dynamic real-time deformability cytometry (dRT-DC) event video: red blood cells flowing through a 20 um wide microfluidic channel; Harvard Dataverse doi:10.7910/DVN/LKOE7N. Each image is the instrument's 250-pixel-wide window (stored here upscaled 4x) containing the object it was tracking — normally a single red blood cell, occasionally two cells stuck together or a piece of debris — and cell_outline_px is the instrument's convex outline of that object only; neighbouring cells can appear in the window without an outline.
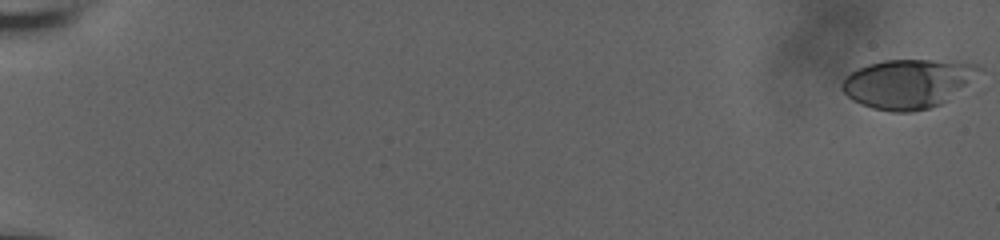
{"species": "human", "species_latin": "Homo sapiens", "temperature_condition": "room temperature", "stored_images_in_passage": 60, "camera_frame_rate_fps": 3000, "um_per_image_px": 0.085, "donor": {"sex": "male"}, "frame": {"image": 1, "passage_image": 1, "time_ms": 0.0, "image_size_px": [1000, 240], "cell_outline_px": [[984, 68], [940, 104], [928, 108], [908, 112], [892, 112], [872, 108], [860, 104], [852, 100], [840, 88], [840, 84], [844, 76], [856, 68], [868, 64], [884, 60], [932, 60], [980, 64]], "centroid_in_image_um": [77.07, 7.1], "position_along_channel_um": 7.9, "area_um2": 38.84}}
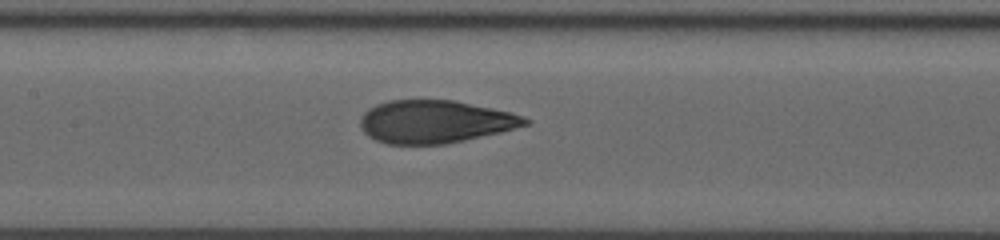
{"frame": {"image": 2, "passage_image": 32, "time_ms": 10.333, "image_size_px": [1000, 240], "cell_outline_px": [[532, 120], [528, 124], [500, 132], [464, 140], [444, 144], [388, 144], [376, 140], [368, 136], [360, 128], [360, 116], [368, 108], [376, 104], [388, 100], [452, 100], [492, 108], [524, 116]], "centroid_in_image_um": [36.93, 10.34], "position_along_channel_um": 170.5, "area_um2": 41.04}}
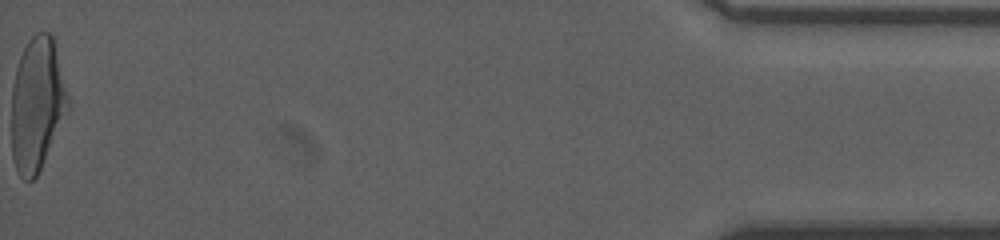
{"frame": {"image": 3, "passage_image": 60, "time_ms": 19.667, "image_size_px": [1000, 240], "cell_outline_px": [[68, 112], [36, 176], [32, 180], [24, 180], [16, 172], [12, 160], [12, 88], [16, 68], [20, 56], [28, 40], [36, 32], [48, 32], [52, 36], [68, 96]], "centroid_in_image_um": [3.13, 8.88], "position_along_channel_um": 432.1, "area_um2": 43.52}, "authors_computed_cell_mechanics": {"area_um2": 40.9802, "velocity_mm_per_s": 3.7511, "shape_relaxation_time_tau1_ms": 4.7789, "shape_relaxation_time_tau2_ms": 0.9867, "deformation_change_tau1": 0.2189, "deformation_change_tau2": 0.0707}}